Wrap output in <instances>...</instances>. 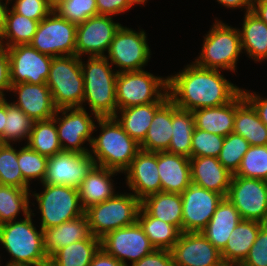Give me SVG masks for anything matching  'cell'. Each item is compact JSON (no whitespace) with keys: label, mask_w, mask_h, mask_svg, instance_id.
<instances>
[{"label":"cell","mask_w":267,"mask_h":266,"mask_svg":"<svg viewBox=\"0 0 267 266\" xmlns=\"http://www.w3.org/2000/svg\"><path fill=\"white\" fill-rule=\"evenodd\" d=\"M167 77L169 99L183 110L221 106L231 102L242 91L219 70L203 68L194 62Z\"/></svg>","instance_id":"1"},{"label":"cell","mask_w":267,"mask_h":266,"mask_svg":"<svg viewBox=\"0 0 267 266\" xmlns=\"http://www.w3.org/2000/svg\"><path fill=\"white\" fill-rule=\"evenodd\" d=\"M101 128L98 137L91 142L89 154L96 166L123 173L141 150L140 144L126 133L114 117L97 118Z\"/></svg>","instance_id":"2"},{"label":"cell","mask_w":267,"mask_h":266,"mask_svg":"<svg viewBox=\"0 0 267 266\" xmlns=\"http://www.w3.org/2000/svg\"><path fill=\"white\" fill-rule=\"evenodd\" d=\"M84 77L83 103H88L91 115L97 118L114 117L118 111L116 101V79L118 72L105 56L88 57L82 61Z\"/></svg>","instance_id":"3"},{"label":"cell","mask_w":267,"mask_h":266,"mask_svg":"<svg viewBox=\"0 0 267 266\" xmlns=\"http://www.w3.org/2000/svg\"><path fill=\"white\" fill-rule=\"evenodd\" d=\"M19 221L0 225V243L11 255L6 264L19 266H49L44 250L43 230L37 231L32 222L34 213Z\"/></svg>","instance_id":"4"},{"label":"cell","mask_w":267,"mask_h":266,"mask_svg":"<svg viewBox=\"0 0 267 266\" xmlns=\"http://www.w3.org/2000/svg\"><path fill=\"white\" fill-rule=\"evenodd\" d=\"M200 55L194 63L203 68L234 71L242 52L239 28L220 20L205 34Z\"/></svg>","instance_id":"5"},{"label":"cell","mask_w":267,"mask_h":266,"mask_svg":"<svg viewBox=\"0 0 267 266\" xmlns=\"http://www.w3.org/2000/svg\"><path fill=\"white\" fill-rule=\"evenodd\" d=\"M46 85L57 109L82 108L84 77L81 58L76 55L53 57Z\"/></svg>","instance_id":"6"},{"label":"cell","mask_w":267,"mask_h":266,"mask_svg":"<svg viewBox=\"0 0 267 266\" xmlns=\"http://www.w3.org/2000/svg\"><path fill=\"white\" fill-rule=\"evenodd\" d=\"M140 207L141 201L133 193H117L84 213L92 235L101 239L110 231L135 224Z\"/></svg>","instance_id":"7"},{"label":"cell","mask_w":267,"mask_h":266,"mask_svg":"<svg viewBox=\"0 0 267 266\" xmlns=\"http://www.w3.org/2000/svg\"><path fill=\"white\" fill-rule=\"evenodd\" d=\"M115 90L118 110L169 99L168 77L144 69L118 73Z\"/></svg>","instance_id":"8"},{"label":"cell","mask_w":267,"mask_h":266,"mask_svg":"<svg viewBox=\"0 0 267 266\" xmlns=\"http://www.w3.org/2000/svg\"><path fill=\"white\" fill-rule=\"evenodd\" d=\"M43 191L32 193L41 213L42 230L58 226L84 214L78 189L65 185L41 183Z\"/></svg>","instance_id":"9"},{"label":"cell","mask_w":267,"mask_h":266,"mask_svg":"<svg viewBox=\"0 0 267 266\" xmlns=\"http://www.w3.org/2000/svg\"><path fill=\"white\" fill-rule=\"evenodd\" d=\"M105 57L110 64L119 67L118 73L139 71L149 62L151 50L147 43L146 31L139 32L121 26L116 32Z\"/></svg>","instance_id":"10"},{"label":"cell","mask_w":267,"mask_h":266,"mask_svg":"<svg viewBox=\"0 0 267 266\" xmlns=\"http://www.w3.org/2000/svg\"><path fill=\"white\" fill-rule=\"evenodd\" d=\"M77 25L54 10L39 22L30 45L40 53L58 57L75 55Z\"/></svg>","instance_id":"11"},{"label":"cell","mask_w":267,"mask_h":266,"mask_svg":"<svg viewBox=\"0 0 267 266\" xmlns=\"http://www.w3.org/2000/svg\"><path fill=\"white\" fill-rule=\"evenodd\" d=\"M240 214L242 220L267 222V181L232 176L226 196Z\"/></svg>","instance_id":"12"},{"label":"cell","mask_w":267,"mask_h":266,"mask_svg":"<svg viewBox=\"0 0 267 266\" xmlns=\"http://www.w3.org/2000/svg\"><path fill=\"white\" fill-rule=\"evenodd\" d=\"M92 118L84 106L56 110L52 119L56 123L58 139L63 151L89 153L90 150L84 147V143L87 141L90 147L93 139L95 122Z\"/></svg>","instance_id":"13"},{"label":"cell","mask_w":267,"mask_h":266,"mask_svg":"<svg viewBox=\"0 0 267 266\" xmlns=\"http://www.w3.org/2000/svg\"><path fill=\"white\" fill-rule=\"evenodd\" d=\"M101 248L124 266L133 264L155 250L140 225L135 224L108 232L101 238Z\"/></svg>","instance_id":"14"},{"label":"cell","mask_w":267,"mask_h":266,"mask_svg":"<svg viewBox=\"0 0 267 266\" xmlns=\"http://www.w3.org/2000/svg\"><path fill=\"white\" fill-rule=\"evenodd\" d=\"M8 56L12 84L46 83L52 56L40 53L30 44L8 47Z\"/></svg>","instance_id":"15"},{"label":"cell","mask_w":267,"mask_h":266,"mask_svg":"<svg viewBox=\"0 0 267 266\" xmlns=\"http://www.w3.org/2000/svg\"><path fill=\"white\" fill-rule=\"evenodd\" d=\"M122 25L112 16L95 15L77 25L75 55L82 57L105 56L110 44Z\"/></svg>","instance_id":"16"},{"label":"cell","mask_w":267,"mask_h":266,"mask_svg":"<svg viewBox=\"0 0 267 266\" xmlns=\"http://www.w3.org/2000/svg\"><path fill=\"white\" fill-rule=\"evenodd\" d=\"M182 232H202L223 196L191 183L182 193Z\"/></svg>","instance_id":"17"},{"label":"cell","mask_w":267,"mask_h":266,"mask_svg":"<svg viewBox=\"0 0 267 266\" xmlns=\"http://www.w3.org/2000/svg\"><path fill=\"white\" fill-rule=\"evenodd\" d=\"M94 166V159L89 153L61 151L48 158L43 183L78 189Z\"/></svg>","instance_id":"18"},{"label":"cell","mask_w":267,"mask_h":266,"mask_svg":"<svg viewBox=\"0 0 267 266\" xmlns=\"http://www.w3.org/2000/svg\"><path fill=\"white\" fill-rule=\"evenodd\" d=\"M173 266H223L221 252L201 232H181L169 250Z\"/></svg>","instance_id":"19"},{"label":"cell","mask_w":267,"mask_h":266,"mask_svg":"<svg viewBox=\"0 0 267 266\" xmlns=\"http://www.w3.org/2000/svg\"><path fill=\"white\" fill-rule=\"evenodd\" d=\"M123 173L126 175L127 186L140 201L161 192L157 152L140 150Z\"/></svg>","instance_id":"20"},{"label":"cell","mask_w":267,"mask_h":266,"mask_svg":"<svg viewBox=\"0 0 267 266\" xmlns=\"http://www.w3.org/2000/svg\"><path fill=\"white\" fill-rule=\"evenodd\" d=\"M10 92L18 95V100L12 103L33 121H44L54 117L57 108L53 103L51 91L46 83L12 84Z\"/></svg>","instance_id":"21"},{"label":"cell","mask_w":267,"mask_h":266,"mask_svg":"<svg viewBox=\"0 0 267 266\" xmlns=\"http://www.w3.org/2000/svg\"><path fill=\"white\" fill-rule=\"evenodd\" d=\"M191 183L211 190L226 197L228 194L231 174L216 157L190 158Z\"/></svg>","instance_id":"22"},{"label":"cell","mask_w":267,"mask_h":266,"mask_svg":"<svg viewBox=\"0 0 267 266\" xmlns=\"http://www.w3.org/2000/svg\"><path fill=\"white\" fill-rule=\"evenodd\" d=\"M161 192L181 194L191 184L190 159L170 153L157 152Z\"/></svg>","instance_id":"23"},{"label":"cell","mask_w":267,"mask_h":266,"mask_svg":"<svg viewBox=\"0 0 267 266\" xmlns=\"http://www.w3.org/2000/svg\"><path fill=\"white\" fill-rule=\"evenodd\" d=\"M120 172L99 166H94L78 187L80 204L85 211L87 208L113 198V175Z\"/></svg>","instance_id":"24"},{"label":"cell","mask_w":267,"mask_h":266,"mask_svg":"<svg viewBox=\"0 0 267 266\" xmlns=\"http://www.w3.org/2000/svg\"><path fill=\"white\" fill-rule=\"evenodd\" d=\"M92 235L85 213L58 226L43 230L44 250L50 259L59 249Z\"/></svg>","instance_id":"25"},{"label":"cell","mask_w":267,"mask_h":266,"mask_svg":"<svg viewBox=\"0 0 267 266\" xmlns=\"http://www.w3.org/2000/svg\"><path fill=\"white\" fill-rule=\"evenodd\" d=\"M241 220L234 204L228 198L223 197L206 228L201 233L221 252L225 248L231 232Z\"/></svg>","instance_id":"26"},{"label":"cell","mask_w":267,"mask_h":266,"mask_svg":"<svg viewBox=\"0 0 267 266\" xmlns=\"http://www.w3.org/2000/svg\"><path fill=\"white\" fill-rule=\"evenodd\" d=\"M233 132L244 137L251 146L267 145V126L242 91L236 96Z\"/></svg>","instance_id":"27"},{"label":"cell","mask_w":267,"mask_h":266,"mask_svg":"<svg viewBox=\"0 0 267 266\" xmlns=\"http://www.w3.org/2000/svg\"><path fill=\"white\" fill-rule=\"evenodd\" d=\"M263 225L257 221L241 220L231 232L225 248L221 251L224 264L240 265L248 255Z\"/></svg>","instance_id":"28"},{"label":"cell","mask_w":267,"mask_h":266,"mask_svg":"<svg viewBox=\"0 0 267 266\" xmlns=\"http://www.w3.org/2000/svg\"><path fill=\"white\" fill-rule=\"evenodd\" d=\"M192 112L195 128L225 137L233 132L236 97L227 104L200 108Z\"/></svg>","instance_id":"29"},{"label":"cell","mask_w":267,"mask_h":266,"mask_svg":"<svg viewBox=\"0 0 267 266\" xmlns=\"http://www.w3.org/2000/svg\"><path fill=\"white\" fill-rule=\"evenodd\" d=\"M165 102L166 101H157L150 104L119 109L114 118L122 126L123 130L140 144L146 137L155 112ZM118 114H120V116Z\"/></svg>","instance_id":"30"},{"label":"cell","mask_w":267,"mask_h":266,"mask_svg":"<svg viewBox=\"0 0 267 266\" xmlns=\"http://www.w3.org/2000/svg\"><path fill=\"white\" fill-rule=\"evenodd\" d=\"M242 28L239 29L242 52L255 62L267 59V24L252 11L244 13Z\"/></svg>","instance_id":"31"},{"label":"cell","mask_w":267,"mask_h":266,"mask_svg":"<svg viewBox=\"0 0 267 266\" xmlns=\"http://www.w3.org/2000/svg\"><path fill=\"white\" fill-rule=\"evenodd\" d=\"M141 207L154 218L174 225L182 232V198L181 194L158 192L145 197Z\"/></svg>","instance_id":"32"},{"label":"cell","mask_w":267,"mask_h":266,"mask_svg":"<svg viewBox=\"0 0 267 266\" xmlns=\"http://www.w3.org/2000/svg\"><path fill=\"white\" fill-rule=\"evenodd\" d=\"M172 138V101L168 99L156 112L140 143L141 150L148 152L167 151Z\"/></svg>","instance_id":"33"},{"label":"cell","mask_w":267,"mask_h":266,"mask_svg":"<svg viewBox=\"0 0 267 266\" xmlns=\"http://www.w3.org/2000/svg\"><path fill=\"white\" fill-rule=\"evenodd\" d=\"M100 248L101 239L91 235L59 249L49 259V266H89Z\"/></svg>","instance_id":"34"},{"label":"cell","mask_w":267,"mask_h":266,"mask_svg":"<svg viewBox=\"0 0 267 266\" xmlns=\"http://www.w3.org/2000/svg\"><path fill=\"white\" fill-rule=\"evenodd\" d=\"M194 128L193 112L180 109L172 102V138L167 151L190 159Z\"/></svg>","instance_id":"35"},{"label":"cell","mask_w":267,"mask_h":266,"mask_svg":"<svg viewBox=\"0 0 267 266\" xmlns=\"http://www.w3.org/2000/svg\"><path fill=\"white\" fill-rule=\"evenodd\" d=\"M137 223L155 249L170 250L181 234L174 225L151 217L142 207L137 215Z\"/></svg>","instance_id":"36"},{"label":"cell","mask_w":267,"mask_h":266,"mask_svg":"<svg viewBox=\"0 0 267 266\" xmlns=\"http://www.w3.org/2000/svg\"><path fill=\"white\" fill-rule=\"evenodd\" d=\"M38 25L39 21L29 19L8 8L4 29L0 36V43H3L7 48L30 44Z\"/></svg>","instance_id":"37"},{"label":"cell","mask_w":267,"mask_h":266,"mask_svg":"<svg viewBox=\"0 0 267 266\" xmlns=\"http://www.w3.org/2000/svg\"><path fill=\"white\" fill-rule=\"evenodd\" d=\"M30 192L27 189L0 185V225L17 220L22 212L24 217L31 213Z\"/></svg>","instance_id":"38"},{"label":"cell","mask_w":267,"mask_h":266,"mask_svg":"<svg viewBox=\"0 0 267 266\" xmlns=\"http://www.w3.org/2000/svg\"><path fill=\"white\" fill-rule=\"evenodd\" d=\"M26 144L47 158L63 151L58 139L56 123L53 119L34 121Z\"/></svg>","instance_id":"39"},{"label":"cell","mask_w":267,"mask_h":266,"mask_svg":"<svg viewBox=\"0 0 267 266\" xmlns=\"http://www.w3.org/2000/svg\"><path fill=\"white\" fill-rule=\"evenodd\" d=\"M6 122L4 132L1 136L2 144H14L21 142L25 138L28 141L30 132L33 128L34 121L29 118L19 107L6 99ZM14 141V142H13Z\"/></svg>","instance_id":"40"},{"label":"cell","mask_w":267,"mask_h":266,"mask_svg":"<svg viewBox=\"0 0 267 266\" xmlns=\"http://www.w3.org/2000/svg\"><path fill=\"white\" fill-rule=\"evenodd\" d=\"M0 185L30 190L18 164V150L12 144L0 143Z\"/></svg>","instance_id":"41"},{"label":"cell","mask_w":267,"mask_h":266,"mask_svg":"<svg viewBox=\"0 0 267 266\" xmlns=\"http://www.w3.org/2000/svg\"><path fill=\"white\" fill-rule=\"evenodd\" d=\"M234 176L267 181V145L250 146Z\"/></svg>","instance_id":"42"},{"label":"cell","mask_w":267,"mask_h":266,"mask_svg":"<svg viewBox=\"0 0 267 266\" xmlns=\"http://www.w3.org/2000/svg\"><path fill=\"white\" fill-rule=\"evenodd\" d=\"M248 141L234 132L225 136L218 160L231 173L235 174L240 167L245 153L249 150Z\"/></svg>","instance_id":"43"},{"label":"cell","mask_w":267,"mask_h":266,"mask_svg":"<svg viewBox=\"0 0 267 266\" xmlns=\"http://www.w3.org/2000/svg\"><path fill=\"white\" fill-rule=\"evenodd\" d=\"M48 158L24 144L18 150V164L23 178L30 184L33 179L43 183L46 176Z\"/></svg>","instance_id":"44"},{"label":"cell","mask_w":267,"mask_h":266,"mask_svg":"<svg viewBox=\"0 0 267 266\" xmlns=\"http://www.w3.org/2000/svg\"><path fill=\"white\" fill-rule=\"evenodd\" d=\"M53 10L65 20L76 25L98 15L96 0H64Z\"/></svg>","instance_id":"45"},{"label":"cell","mask_w":267,"mask_h":266,"mask_svg":"<svg viewBox=\"0 0 267 266\" xmlns=\"http://www.w3.org/2000/svg\"><path fill=\"white\" fill-rule=\"evenodd\" d=\"M225 137L194 128L191 139V157H219Z\"/></svg>","instance_id":"46"},{"label":"cell","mask_w":267,"mask_h":266,"mask_svg":"<svg viewBox=\"0 0 267 266\" xmlns=\"http://www.w3.org/2000/svg\"><path fill=\"white\" fill-rule=\"evenodd\" d=\"M11 1L13 0H10V3H12ZM11 9L22 16L39 22L53 11L47 0H14Z\"/></svg>","instance_id":"47"},{"label":"cell","mask_w":267,"mask_h":266,"mask_svg":"<svg viewBox=\"0 0 267 266\" xmlns=\"http://www.w3.org/2000/svg\"><path fill=\"white\" fill-rule=\"evenodd\" d=\"M241 266H267V225L264 224Z\"/></svg>","instance_id":"48"},{"label":"cell","mask_w":267,"mask_h":266,"mask_svg":"<svg viewBox=\"0 0 267 266\" xmlns=\"http://www.w3.org/2000/svg\"><path fill=\"white\" fill-rule=\"evenodd\" d=\"M11 85L8 48L0 43V98H4L5 91L10 92Z\"/></svg>","instance_id":"49"},{"label":"cell","mask_w":267,"mask_h":266,"mask_svg":"<svg viewBox=\"0 0 267 266\" xmlns=\"http://www.w3.org/2000/svg\"><path fill=\"white\" fill-rule=\"evenodd\" d=\"M131 266H173L169 250L155 249Z\"/></svg>","instance_id":"50"},{"label":"cell","mask_w":267,"mask_h":266,"mask_svg":"<svg viewBox=\"0 0 267 266\" xmlns=\"http://www.w3.org/2000/svg\"><path fill=\"white\" fill-rule=\"evenodd\" d=\"M99 15L114 16L130 10L128 0H96Z\"/></svg>","instance_id":"51"},{"label":"cell","mask_w":267,"mask_h":266,"mask_svg":"<svg viewBox=\"0 0 267 266\" xmlns=\"http://www.w3.org/2000/svg\"><path fill=\"white\" fill-rule=\"evenodd\" d=\"M244 98L254 107L260 120L267 126V98H262L256 92L242 89Z\"/></svg>","instance_id":"52"},{"label":"cell","mask_w":267,"mask_h":266,"mask_svg":"<svg viewBox=\"0 0 267 266\" xmlns=\"http://www.w3.org/2000/svg\"><path fill=\"white\" fill-rule=\"evenodd\" d=\"M89 266H124L115 257L108 255L102 248L94 255Z\"/></svg>","instance_id":"53"},{"label":"cell","mask_w":267,"mask_h":266,"mask_svg":"<svg viewBox=\"0 0 267 266\" xmlns=\"http://www.w3.org/2000/svg\"><path fill=\"white\" fill-rule=\"evenodd\" d=\"M217 2L230 9L244 8L245 13L252 11L253 8V0H217Z\"/></svg>","instance_id":"54"},{"label":"cell","mask_w":267,"mask_h":266,"mask_svg":"<svg viewBox=\"0 0 267 266\" xmlns=\"http://www.w3.org/2000/svg\"><path fill=\"white\" fill-rule=\"evenodd\" d=\"M252 12L267 24V0H253Z\"/></svg>","instance_id":"55"},{"label":"cell","mask_w":267,"mask_h":266,"mask_svg":"<svg viewBox=\"0 0 267 266\" xmlns=\"http://www.w3.org/2000/svg\"><path fill=\"white\" fill-rule=\"evenodd\" d=\"M6 99L0 98V143H1V136L3 135L4 132V126L6 122Z\"/></svg>","instance_id":"56"},{"label":"cell","mask_w":267,"mask_h":266,"mask_svg":"<svg viewBox=\"0 0 267 266\" xmlns=\"http://www.w3.org/2000/svg\"><path fill=\"white\" fill-rule=\"evenodd\" d=\"M10 3H4V2H0V36L3 32L4 29V25H5V17H6V12L8 9V5Z\"/></svg>","instance_id":"57"},{"label":"cell","mask_w":267,"mask_h":266,"mask_svg":"<svg viewBox=\"0 0 267 266\" xmlns=\"http://www.w3.org/2000/svg\"><path fill=\"white\" fill-rule=\"evenodd\" d=\"M130 5L133 7L135 4L137 5H144L145 2H148L147 0H128Z\"/></svg>","instance_id":"58"},{"label":"cell","mask_w":267,"mask_h":266,"mask_svg":"<svg viewBox=\"0 0 267 266\" xmlns=\"http://www.w3.org/2000/svg\"><path fill=\"white\" fill-rule=\"evenodd\" d=\"M61 1L64 0H47V2L49 3V5L54 8L55 6H57Z\"/></svg>","instance_id":"59"},{"label":"cell","mask_w":267,"mask_h":266,"mask_svg":"<svg viewBox=\"0 0 267 266\" xmlns=\"http://www.w3.org/2000/svg\"><path fill=\"white\" fill-rule=\"evenodd\" d=\"M223 266H241V265H236V264H224Z\"/></svg>","instance_id":"60"},{"label":"cell","mask_w":267,"mask_h":266,"mask_svg":"<svg viewBox=\"0 0 267 266\" xmlns=\"http://www.w3.org/2000/svg\"><path fill=\"white\" fill-rule=\"evenodd\" d=\"M6 3H10V0H5ZM0 2H3V0H0Z\"/></svg>","instance_id":"61"},{"label":"cell","mask_w":267,"mask_h":266,"mask_svg":"<svg viewBox=\"0 0 267 266\" xmlns=\"http://www.w3.org/2000/svg\"><path fill=\"white\" fill-rule=\"evenodd\" d=\"M5 266H19V265H9V264H6Z\"/></svg>","instance_id":"62"}]
</instances>
